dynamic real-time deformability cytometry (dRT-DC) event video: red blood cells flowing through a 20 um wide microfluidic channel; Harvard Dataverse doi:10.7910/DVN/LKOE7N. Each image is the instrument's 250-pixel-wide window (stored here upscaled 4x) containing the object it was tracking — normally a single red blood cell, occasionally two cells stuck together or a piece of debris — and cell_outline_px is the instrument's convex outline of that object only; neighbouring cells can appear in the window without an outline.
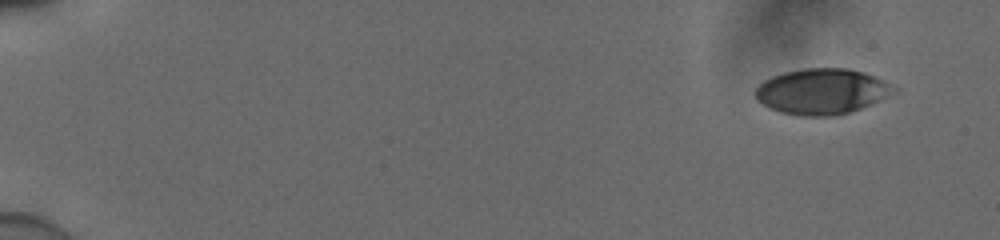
{"species": "human", "species_latin": "Homo sapiens", "temperature_condition": "cold", "stored_images_in_passage": 52, "camera_frame_rate_fps": 3000, "um_per_image_px": 0.085, "donor": {"sex": "male"}, "frame": {"image": 1, "passage_image": 1, "time_ms": 0.0, "image_size_px": [1000, 240], "cell_outline_px": [[896, 92], [852, 112], [836, 116], [800, 116], [780, 112], [768, 108], [756, 100], [756, 88], [764, 80], [772, 76], [784, 72], [804, 68], [848, 68], [864, 72], [896, 88]], "centroid_in_image_um": [69.81, 7.78], "position_along_channel_um": 15.2, "area_um2": 36.7}}
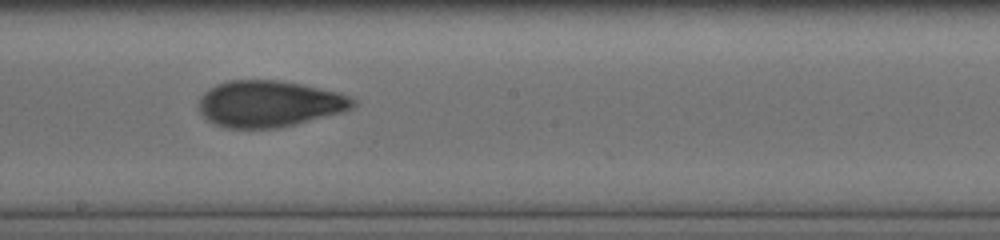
{"frame": {"image": 2, "passage_image": 30, "time_ms": 9.667, "image_size_px": [1000, 240], "cell_outline_px": [[356, 104], [352, 108], [344, 112], [296, 124], [276, 128], [224, 128], [208, 120], [200, 112], [200, 96], [204, 92], [216, 84], [228, 80], [280, 80], [340, 92], [356, 100]], "centroid_in_image_um": [22.9, 8.82], "position_along_channel_um": 225.3, "area_um2": 41.79}}
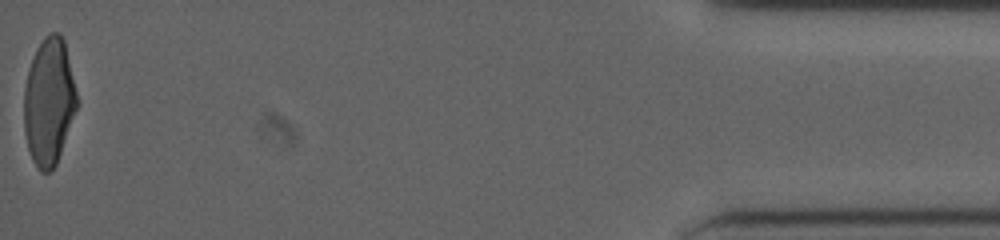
{"frame": {"image": 3, "passage_image": 52, "time_ms": 17.0, "image_size_px": [1000, 240], "cell_outline_px": [[80, 104], [56, 164], [48, 172], [40, 172], [32, 160], [28, 148], [24, 132], [24, 88], [28, 68], [36, 48], [44, 36], [48, 32], [60, 32], [64, 40]], "centroid_in_image_um": [4.17, 8.62], "position_along_channel_um": 431.0, "area_um2": 39.82}, "authors_computed_cell_mechanics": {"area_um2": 39.7086, "velocity_mm_per_s": 3.9093, "shape_relaxation_time_tau1_ms": 4.631, "shape_relaxation_time_tau2_ms": 1.6844, "deformation_change_tau1": 0.1649, "deformation_change_tau2": 0.0772}}